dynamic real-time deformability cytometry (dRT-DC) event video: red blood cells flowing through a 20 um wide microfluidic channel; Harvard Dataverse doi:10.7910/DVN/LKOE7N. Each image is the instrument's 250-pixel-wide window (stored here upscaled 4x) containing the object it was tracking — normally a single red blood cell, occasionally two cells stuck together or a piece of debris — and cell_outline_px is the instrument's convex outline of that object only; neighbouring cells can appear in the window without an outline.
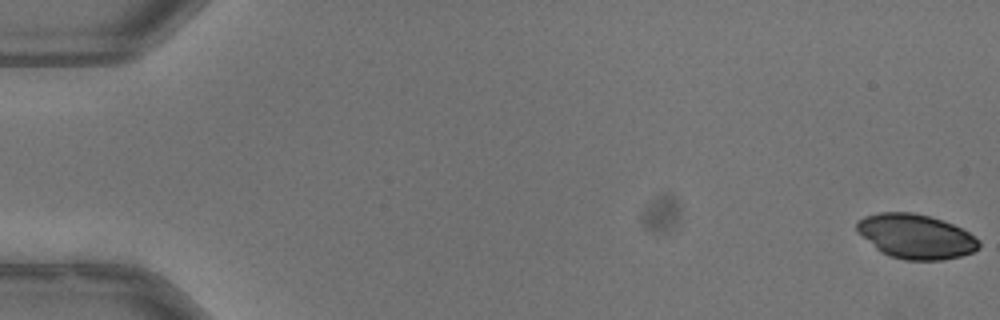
{"species": "common noctule bat (a hibernating species)", "species_latin": "Nyctalus noctula", "temperature_condition": "warm", "stored_images_in_passage": 18, "camera_frame_rate_fps": 3000, "um_per_image_px": 0.085, "animal": {"sex": "male", "body_mass_g": 13.3}, "frame": {"image": 1, "passage_image": 1, "time_ms": 0.0, "image_size_px": [1000, 320], "cell_outline_px": [[980, 248], [972, 252], [960, 256], [940, 260], [904, 260], [888, 256], [880, 252], [856, 232], [856, 220], [864, 216], [880, 212], [912, 212], [928, 216], [952, 224], [968, 232], [980, 240]], "centroid_in_image_um": [77.8, 20.1], "position_along_channel_um": 7.2, "area_um2": 31.79}}